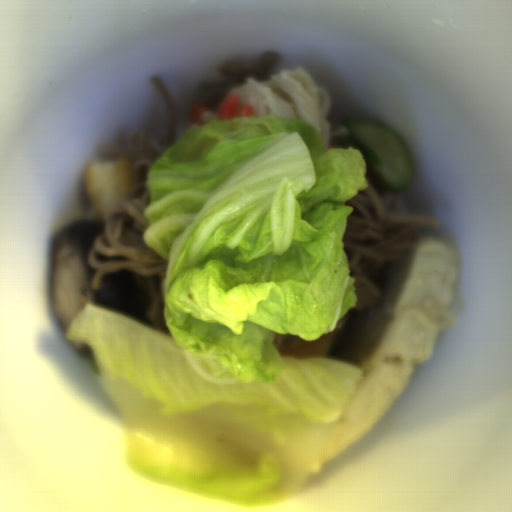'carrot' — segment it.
<instances>
[{"label":"carrot","instance_id":"carrot-4","mask_svg":"<svg viewBox=\"0 0 512 512\" xmlns=\"http://www.w3.org/2000/svg\"><path fill=\"white\" fill-rule=\"evenodd\" d=\"M327 148L328 149H342V150H347L349 148L353 149L352 145L334 144L331 140H330L329 146Z\"/></svg>","mask_w":512,"mask_h":512},{"label":"carrot","instance_id":"carrot-1","mask_svg":"<svg viewBox=\"0 0 512 512\" xmlns=\"http://www.w3.org/2000/svg\"><path fill=\"white\" fill-rule=\"evenodd\" d=\"M219 120L237 117H254L253 107L249 104L239 106L236 95H226L218 104Z\"/></svg>","mask_w":512,"mask_h":512},{"label":"carrot","instance_id":"carrot-3","mask_svg":"<svg viewBox=\"0 0 512 512\" xmlns=\"http://www.w3.org/2000/svg\"><path fill=\"white\" fill-rule=\"evenodd\" d=\"M365 176H366L367 184L372 186L378 195L381 193H384L382 188L374 181V179L372 178V176L370 175V173L367 171L366 168H365Z\"/></svg>","mask_w":512,"mask_h":512},{"label":"carrot","instance_id":"carrot-2","mask_svg":"<svg viewBox=\"0 0 512 512\" xmlns=\"http://www.w3.org/2000/svg\"><path fill=\"white\" fill-rule=\"evenodd\" d=\"M210 111L205 104H194L190 111L191 119L196 125L202 123L201 114L202 112Z\"/></svg>","mask_w":512,"mask_h":512}]
</instances>
